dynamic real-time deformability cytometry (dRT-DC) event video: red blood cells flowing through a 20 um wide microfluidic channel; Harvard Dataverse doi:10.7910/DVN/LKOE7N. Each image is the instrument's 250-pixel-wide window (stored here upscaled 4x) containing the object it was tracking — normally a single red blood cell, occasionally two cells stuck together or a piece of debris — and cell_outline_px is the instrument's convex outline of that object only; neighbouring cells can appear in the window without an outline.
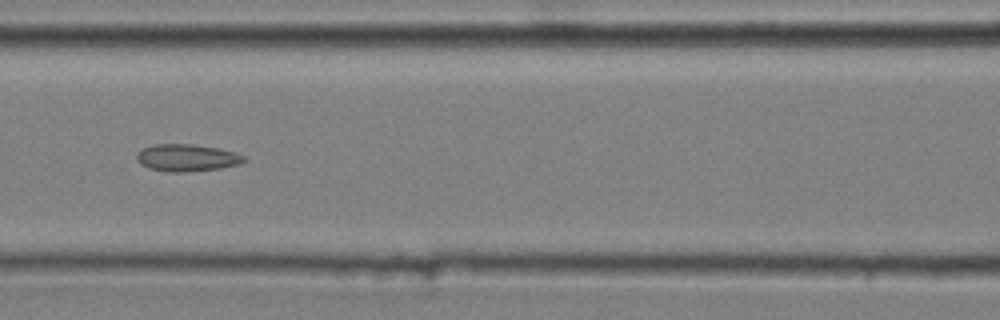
{"species": "common noctule bat (a hibernating species)", "species_latin": "Nyctalus noctula", "temperature_condition": "cold", "stored_images_in_passage": 10, "camera_frame_rate_fps": 3000, "um_per_image_px": 0.085, "animal": {"sex": "male", "body_mass_g": 20.4}, "frame": {"image": 1, "passage_image": 6, "time_ms": 1.667, "image_size_px": [1000, 320], "cell_outline_px": [[248, 160], [240, 164], [220, 168], [184, 172], [172, 172], [148, 168], [140, 164], [136, 156], [144, 148], [156, 144], [192, 144], [216, 148], [236, 152], [244, 156]], "centroid_in_image_um": [15.93, 13.41], "position_along_channel_um": 150.7, "area_um2": 16.82}}
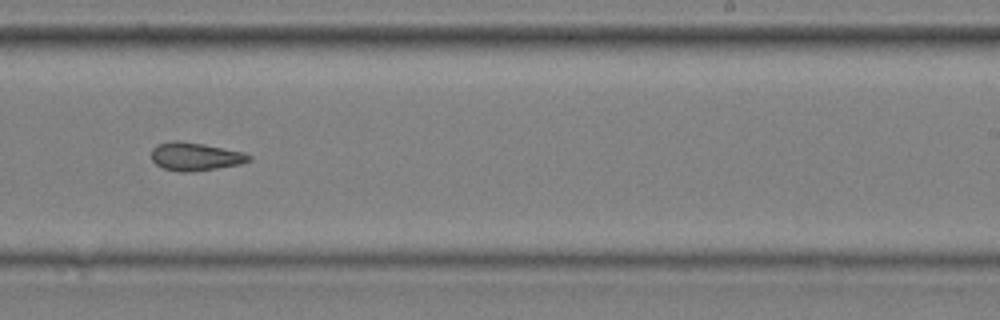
{"frame": {"image": 2, "passage_image": 9, "time_ms": 2.667, "image_size_px": [1000, 320], "cell_outline_px": [[252, 160], [240, 164], [192, 172], [180, 172], [164, 168], [156, 164], [152, 160], [152, 148], [156, 144], [172, 140], [180, 140], [204, 144], [244, 152], [252, 156]], "centroid_in_image_um": [16.6, 13.29], "position_along_channel_um": 272.4, "area_um2": 16.13}}
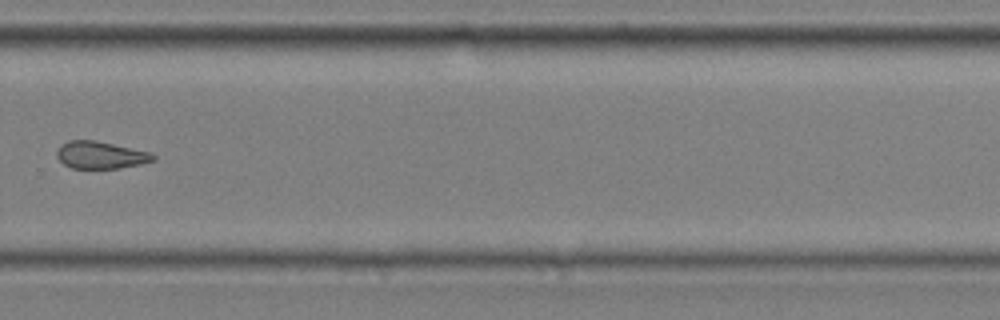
{"frame": {"image": 3, "passage_image": 10, "time_ms": 3.0, "image_size_px": [1000, 320], "cell_outline_px": [[156, 160], [140, 164], [116, 168], [72, 168], [64, 164], [56, 156], [56, 152], [60, 144], [68, 140], [96, 140], [148, 152], [156, 156]], "centroid_in_image_um": [8.51, 13.17], "position_along_channel_um": 321.3, "area_um2": 15.2}}